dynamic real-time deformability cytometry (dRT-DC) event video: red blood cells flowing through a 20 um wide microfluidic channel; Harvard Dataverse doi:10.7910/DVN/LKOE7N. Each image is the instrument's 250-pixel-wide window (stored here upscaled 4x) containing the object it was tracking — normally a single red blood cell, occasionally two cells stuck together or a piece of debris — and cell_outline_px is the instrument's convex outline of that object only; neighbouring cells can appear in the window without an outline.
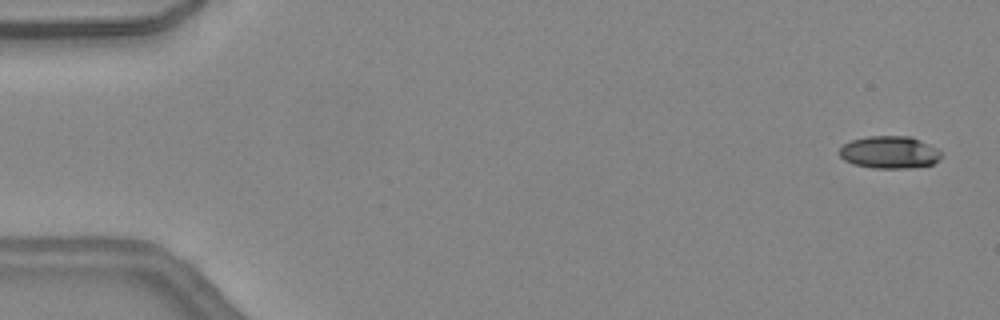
{"species": "common noctule bat (a hibernating species)", "species_latin": "Nyctalus noctula", "temperature_condition": "warm", "stored_images_in_passage": 46, "camera_frame_rate_fps": 3000, "um_per_image_px": 0.085, "animal": {"sex": "female", "body_mass_g": 24.6, "forearm_length_mm": 56.2}, "frame": {"image": 1, "passage_image": 2, "time_ms": 0.333, "image_size_px": [1000, 320], "cell_outline_px": [[940, 160], [932, 164], [912, 168], [872, 168], [852, 164], [844, 160], [840, 156], [840, 148], [844, 144], [852, 140], [868, 136], [912, 136], [936, 148], [940, 152]], "centroid_in_image_um": [75.6, 12.95], "position_along_channel_um": 9.4, "area_um2": 19.25}}
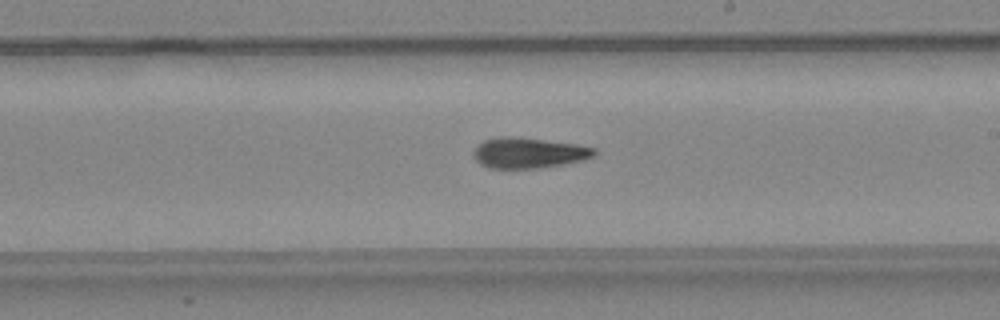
{"frame": {"image": 2, "passage_image": 27, "time_ms": 8.667, "image_size_px": [1000, 320], "cell_outline_px": [[596, 152], [592, 156], [580, 160], [564, 164], [536, 168], [488, 168], [480, 164], [472, 156], [472, 152], [484, 140], [500, 136], [508, 136], [576, 144], [596, 148]], "centroid_in_image_um": [44.88, 13.0], "position_along_channel_um": 244.1, "area_um2": 21.21}}
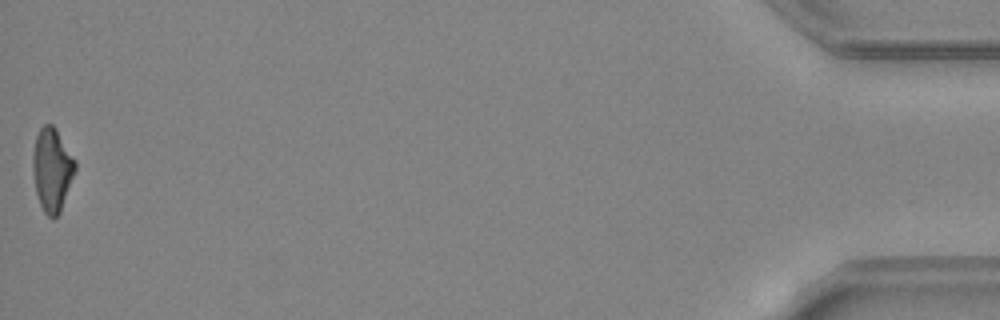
{"frame": {"image": 3, "passage_image": 46, "time_ms": 15.0, "image_size_px": [1000, 320], "cell_outline_px": [[76, 168], [60, 212], [52, 220], [44, 212], [40, 204], [36, 192], [32, 168], [32, 156], [36, 136], [40, 128], [44, 124], [52, 124], [56, 128], [76, 160]], "centroid_in_image_um": [4.42, 14.4], "position_along_channel_um": 430.8, "area_um2": 20.58}, "authors_computed_cell_mechanics": {"area_um2": 20.808, "velocity_mm_per_s": 4.545, "shape_relaxation_time_tau1_ms": 7.2249, "shape_relaxation_time_tau2_ms": 7.5438, "deformation_change_tau1": 0.2361, "deformation_change_tau2": 0.2192}}